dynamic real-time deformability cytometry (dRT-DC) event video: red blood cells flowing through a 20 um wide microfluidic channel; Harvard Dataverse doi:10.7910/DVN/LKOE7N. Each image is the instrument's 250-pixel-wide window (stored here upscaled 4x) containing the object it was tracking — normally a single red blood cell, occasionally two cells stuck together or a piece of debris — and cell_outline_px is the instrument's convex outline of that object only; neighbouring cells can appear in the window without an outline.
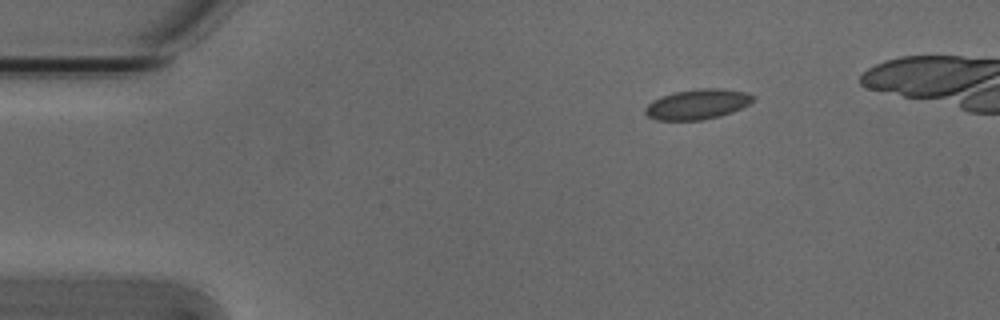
{"species": "Egyptian fruit bat (a non-hibernating species)", "species_latin": "Rousettus aegyptiacus", "temperature_condition": "cold", "stored_images_in_passage": 4, "camera_frame_rate_fps": 3000, "um_per_image_px": 0.085, "animal": {"sex": "male"}, "frame": {"image": 1, "passage_image": 1, "time_ms": 0.0, "image_size_px": [1000, 320], "cell_outline_px": [[756, 96], [748, 104], [732, 112], [720, 116], [700, 120], [656, 120], [648, 116], [644, 112], [644, 108], [652, 100], [676, 92], [700, 88], [720, 88], [748, 92]], "centroid_in_image_um": [59.29, 8.86], "position_along_channel_um": 25.7, "area_um2": 18.84}}